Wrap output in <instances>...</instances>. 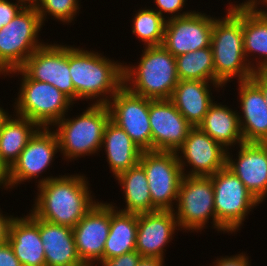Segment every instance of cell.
I'll list each match as a JSON object with an SVG mask.
<instances>
[{"instance_id":"15","label":"cell","mask_w":267,"mask_h":266,"mask_svg":"<svg viewBox=\"0 0 267 266\" xmlns=\"http://www.w3.org/2000/svg\"><path fill=\"white\" fill-rule=\"evenodd\" d=\"M214 17L194 10L166 21L162 46L174 57L210 46Z\"/></svg>"},{"instance_id":"31","label":"cell","mask_w":267,"mask_h":266,"mask_svg":"<svg viewBox=\"0 0 267 266\" xmlns=\"http://www.w3.org/2000/svg\"><path fill=\"white\" fill-rule=\"evenodd\" d=\"M132 17V34L143 43V47L162 45L167 21L165 18L152 7L140 8Z\"/></svg>"},{"instance_id":"32","label":"cell","mask_w":267,"mask_h":266,"mask_svg":"<svg viewBox=\"0 0 267 266\" xmlns=\"http://www.w3.org/2000/svg\"><path fill=\"white\" fill-rule=\"evenodd\" d=\"M81 0H39L35 8L40 15L41 22L44 24L50 16L54 20L62 22L64 25L73 23L76 15L79 13ZM80 6V7H79ZM73 21V22H72Z\"/></svg>"},{"instance_id":"7","label":"cell","mask_w":267,"mask_h":266,"mask_svg":"<svg viewBox=\"0 0 267 266\" xmlns=\"http://www.w3.org/2000/svg\"><path fill=\"white\" fill-rule=\"evenodd\" d=\"M174 209L180 231L201 232L211 227L223 234H230L217 220L214 207V188L208 176H183Z\"/></svg>"},{"instance_id":"13","label":"cell","mask_w":267,"mask_h":266,"mask_svg":"<svg viewBox=\"0 0 267 266\" xmlns=\"http://www.w3.org/2000/svg\"><path fill=\"white\" fill-rule=\"evenodd\" d=\"M45 43L20 68L30 79L55 86L75 103V89L69 71V45Z\"/></svg>"},{"instance_id":"6","label":"cell","mask_w":267,"mask_h":266,"mask_svg":"<svg viewBox=\"0 0 267 266\" xmlns=\"http://www.w3.org/2000/svg\"><path fill=\"white\" fill-rule=\"evenodd\" d=\"M14 75H19L21 82L13 113L35 122L39 127L52 128L75 104L55 86L32 80L21 69L11 71L6 76Z\"/></svg>"},{"instance_id":"23","label":"cell","mask_w":267,"mask_h":266,"mask_svg":"<svg viewBox=\"0 0 267 266\" xmlns=\"http://www.w3.org/2000/svg\"><path fill=\"white\" fill-rule=\"evenodd\" d=\"M46 266H86L80 259L73 228L40 219Z\"/></svg>"},{"instance_id":"17","label":"cell","mask_w":267,"mask_h":266,"mask_svg":"<svg viewBox=\"0 0 267 266\" xmlns=\"http://www.w3.org/2000/svg\"><path fill=\"white\" fill-rule=\"evenodd\" d=\"M152 151L176 152L193 127L169 99H149Z\"/></svg>"},{"instance_id":"9","label":"cell","mask_w":267,"mask_h":266,"mask_svg":"<svg viewBox=\"0 0 267 266\" xmlns=\"http://www.w3.org/2000/svg\"><path fill=\"white\" fill-rule=\"evenodd\" d=\"M216 220L231 234L243 226L260 202L226 166L212 176Z\"/></svg>"},{"instance_id":"42","label":"cell","mask_w":267,"mask_h":266,"mask_svg":"<svg viewBox=\"0 0 267 266\" xmlns=\"http://www.w3.org/2000/svg\"><path fill=\"white\" fill-rule=\"evenodd\" d=\"M163 259L143 257L137 266H166Z\"/></svg>"},{"instance_id":"25","label":"cell","mask_w":267,"mask_h":266,"mask_svg":"<svg viewBox=\"0 0 267 266\" xmlns=\"http://www.w3.org/2000/svg\"><path fill=\"white\" fill-rule=\"evenodd\" d=\"M101 149L113 177L137 165L142 150L132 141L130 136L111 120L106 124Z\"/></svg>"},{"instance_id":"20","label":"cell","mask_w":267,"mask_h":266,"mask_svg":"<svg viewBox=\"0 0 267 266\" xmlns=\"http://www.w3.org/2000/svg\"><path fill=\"white\" fill-rule=\"evenodd\" d=\"M237 83L242 138L245 143H267V104L263 92L252 79Z\"/></svg>"},{"instance_id":"22","label":"cell","mask_w":267,"mask_h":266,"mask_svg":"<svg viewBox=\"0 0 267 266\" xmlns=\"http://www.w3.org/2000/svg\"><path fill=\"white\" fill-rule=\"evenodd\" d=\"M211 85L218 92L219 88H223L216 82L179 80L169 99L193 127L203 121L209 107L214 103Z\"/></svg>"},{"instance_id":"3","label":"cell","mask_w":267,"mask_h":266,"mask_svg":"<svg viewBox=\"0 0 267 266\" xmlns=\"http://www.w3.org/2000/svg\"><path fill=\"white\" fill-rule=\"evenodd\" d=\"M224 15L214 16L211 48L215 68V82L226 86L235 79H251L254 70L245 57L242 31V8L227 10Z\"/></svg>"},{"instance_id":"11","label":"cell","mask_w":267,"mask_h":266,"mask_svg":"<svg viewBox=\"0 0 267 266\" xmlns=\"http://www.w3.org/2000/svg\"><path fill=\"white\" fill-rule=\"evenodd\" d=\"M139 164L146 173L152 204L173 211L184 176L176 152L142 151Z\"/></svg>"},{"instance_id":"1","label":"cell","mask_w":267,"mask_h":266,"mask_svg":"<svg viewBox=\"0 0 267 266\" xmlns=\"http://www.w3.org/2000/svg\"><path fill=\"white\" fill-rule=\"evenodd\" d=\"M84 174L55 176L38 185L30 209L39 219L74 228L98 202Z\"/></svg>"},{"instance_id":"8","label":"cell","mask_w":267,"mask_h":266,"mask_svg":"<svg viewBox=\"0 0 267 266\" xmlns=\"http://www.w3.org/2000/svg\"><path fill=\"white\" fill-rule=\"evenodd\" d=\"M43 28L34 6H25L0 30V76L20 69L29 56L45 44L39 39Z\"/></svg>"},{"instance_id":"41","label":"cell","mask_w":267,"mask_h":266,"mask_svg":"<svg viewBox=\"0 0 267 266\" xmlns=\"http://www.w3.org/2000/svg\"><path fill=\"white\" fill-rule=\"evenodd\" d=\"M10 167L5 163L0 154V188L8 183Z\"/></svg>"},{"instance_id":"26","label":"cell","mask_w":267,"mask_h":266,"mask_svg":"<svg viewBox=\"0 0 267 266\" xmlns=\"http://www.w3.org/2000/svg\"><path fill=\"white\" fill-rule=\"evenodd\" d=\"M242 31L245 57L250 67L254 71H267V16L258 14L253 8H242Z\"/></svg>"},{"instance_id":"2","label":"cell","mask_w":267,"mask_h":266,"mask_svg":"<svg viewBox=\"0 0 267 266\" xmlns=\"http://www.w3.org/2000/svg\"><path fill=\"white\" fill-rule=\"evenodd\" d=\"M69 45V71L75 89V101L107 104L124 85L123 65L101 52Z\"/></svg>"},{"instance_id":"14","label":"cell","mask_w":267,"mask_h":266,"mask_svg":"<svg viewBox=\"0 0 267 266\" xmlns=\"http://www.w3.org/2000/svg\"><path fill=\"white\" fill-rule=\"evenodd\" d=\"M226 151L197 126L190 129L176 154L184 176L209 177L226 166Z\"/></svg>"},{"instance_id":"18","label":"cell","mask_w":267,"mask_h":266,"mask_svg":"<svg viewBox=\"0 0 267 266\" xmlns=\"http://www.w3.org/2000/svg\"><path fill=\"white\" fill-rule=\"evenodd\" d=\"M237 150L235 158L232 151H226V167L263 203L267 198V143L244 142Z\"/></svg>"},{"instance_id":"16","label":"cell","mask_w":267,"mask_h":266,"mask_svg":"<svg viewBox=\"0 0 267 266\" xmlns=\"http://www.w3.org/2000/svg\"><path fill=\"white\" fill-rule=\"evenodd\" d=\"M110 223L111 203L99 201L73 228L76 249L85 265L94 266L103 261Z\"/></svg>"},{"instance_id":"30","label":"cell","mask_w":267,"mask_h":266,"mask_svg":"<svg viewBox=\"0 0 267 266\" xmlns=\"http://www.w3.org/2000/svg\"><path fill=\"white\" fill-rule=\"evenodd\" d=\"M175 58L179 80L215 82V68L211 45L203 49L179 55Z\"/></svg>"},{"instance_id":"35","label":"cell","mask_w":267,"mask_h":266,"mask_svg":"<svg viewBox=\"0 0 267 266\" xmlns=\"http://www.w3.org/2000/svg\"><path fill=\"white\" fill-rule=\"evenodd\" d=\"M142 258L143 257L135 250L112 259L103 260L97 264L98 266H137Z\"/></svg>"},{"instance_id":"38","label":"cell","mask_w":267,"mask_h":266,"mask_svg":"<svg viewBox=\"0 0 267 266\" xmlns=\"http://www.w3.org/2000/svg\"><path fill=\"white\" fill-rule=\"evenodd\" d=\"M227 10L241 9V8H253L258 14L267 16V0H245L238 4L229 2ZM264 8H260L261 6ZM265 6V7H264ZM266 8V9H265Z\"/></svg>"},{"instance_id":"29","label":"cell","mask_w":267,"mask_h":266,"mask_svg":"<svg viewBox=\"0 0 267 266\" xmlns=\"http://www.w3.org/2000/svg\"><path fill=\"white\" fill-rule=\"evenodd\" d=\"M39 128L35 122L16 114H10L3 121L0 126V154L9 167Z\"/></svg>"},{"instance_id":"10","label":"cell","mask_w":267,"mask_h":266,"mask_svg":"<svg viewBox=\"0 0 267 266\" xmlns=\"http://www.w3.org/2000/svg\"><path fill=\"white\" fill-rule=\"evenodd\" d=\"M59 152V141L53 128L40 127L29 139L18 159L10 167L8 183L3 189H13L22 182H29L32 179L36 181L35 183L37 184L35 185L38 186L55 178L50 175L43 176L41 179V175L53 164L52 162ZM38 177L40 178L38 179Z\"/></svg>"},{"instance_id":"33","label":"cell","mask_w":267,"mask_h":266,"mask_svg":"<svg viewBox=\"0 0 267 266\" xmlns=\"http://www.w3.org/2000/svg\"><path fill=\"white\" fill-rule=\"evenodd\" d=\"M187 0H154V4L157 6L153 7L163 18L166 20L172 18L183 17L191 14L194 10L182 11L185 7ZM182 12V13H181ZM166 14V15H164ZM169 14V15H168ZM166 16V17H165Z\"/></svg>"},{"instance_id":"21","label":"cell","mask_w":267,"mask_h":266,"mask_svg":"<svg viewBox=\"0 0 267 266\" xmlns=\"http://www.w3.org/2000/svg\"><path fill=\"white\" fill-rule=\"evenodd\" d=\"M29 211L23 217H14L9 228L8 242L22 266H46L40 238V219Z\"/></svg>"},{"instance_id":"37","label":"cell","mask_w":267,"mask_h":266,"mask_svg":"<svg viewBox=\"0 0 267 266\" xmlns=\"http://www.w3.org/2000/svg\"><path fill=\"white\" fill-rule=\"evenodd\" d=\"M0 266H22L8 241L0 244Z\"/></svg>"},{"instance_id":"28","label":"cell","mask_w":267,"mask_h":266,"mask_svg":"<svg viewBox=\"0 0 267 266\" xmlns=\"http://www.w3.org/2000/svg\"><path fill=\"white\" fill-rule=\"evenodd\" d=\"M138 214L124 213L111 204L110 231L105 242L103 260L136 250Z\"/></svg>"},{"instance_id":"27","label":"cell","mask_w":267,"mask_h":266,"mask_svg":"<svg viewBox=\"0 0 267 266\" xmlns=\"http://www.w3.org/2000/svg\"><path fill=\"white\" fill-rule=\"evenodd\" d=\"M115 179L125 198V206L121 209L110 202L116 210L131 214L151 213L158 210L152 204L146 173L139 163L120 173Z\"/></svg>"},{"instance_id":"36","label":"cell","mask_w":267,"mask_h":266,"mask_svg":"<svg viewBox=\"0 0 267 266\" xmlns=\"http://www.w3.org/2000/svg\"><path fill=\"white\" fill-rule=\"evenodd\" d=\"M246 252L232 256H220L212 262V266H251V260L249 256H246Z\"/></svg>"},{"instance_id":"12","label":"cell","mask_w":267,"mask_h":266,"mask_svg":"<svg viewBox=\"0 0 267 266\" xmlns=\"http://www.w3.org/2000/svg\"><path fill=\"white\" fill-rule=\"evenodd\" d=\"M106 105L110 120L123 129L142 151H152L149 98L136 95L123 85Z\"/></svg>"},{"instance_id":"40","label":"cell","mask_w":267,"mask_h":266,"mask_svg":"<svg viewBox=\"0 0 267 266\" xmlns=\"http://www.w3.org/2000/svg\"><path fill=\"white\" fill-rule=\"evenodd\" d=\"M251 79L261 88L267 104V71H255Z\"/></svg>"},{"instance_id":"34","label":"cell","mask_w":267,"mask_h":266,"mask_svg":"<svg viewBox=\"0 0 267 266\" xmlns=\"http://www.w3.org/2000/svg\"><path fill=\"white\" fill-rule=\"evenodd\" d=\"M0 0V26L7 25L26 5L19 1Z\"/></svg>"},{"instance_id":"4","label":"cell","mask_w":267,"mask_h":266,"mask_svg":"<svg viewBox=\"0 0 267 266\" xmlns=\"http://www.w3.org/2000/svg\"><path fill=\"white\" fill-rule=\"evenodd\" d=\"M139 58L138 65H123L124 86L152 100L170 99L179 82L176 58L162 45L143 47Z\"/></svg>"},{"instance_id":"19","label":"cell","mask_w":267,"mask_h":266,"mask_svg":"<svg viewBox=\"0 0 267 266\" xmlns=\"http://www.w3.org/2000/svg\"><path fill=\"white\" fill-rule=\"evenodd\" d=\"M177 230L180 229L172 210L138 214L136 251L142 257L165 260V248Z\"/></svg>"},{"instance_id":"43","label":"cell","mask_w":267,"mask_h":266,"mask_svg":"<svg viewBox=\"0 0 267 266\" xmlns=\"http://www.w3.org/2000/svg\"><path fill=\"white\" fill-rule=\"evenodd\" d=\"M8 116H9V112L0 106V126Z\"/></svg>"},{"instance_id":"24","label":"cell","mask_w":267,"mask_h":266,"mask_svg":"<svg viewBox=\"0 0 267 266\" xmlns=\"http://www.w3.org/2000/svg\"><path fill=\"white\" fill-rule=\"evenodd\" d=\"M198 127L226 150L244 143L238 110L221 102L214 101Z\"/></svg>"},{"instance_id":"44","label":"cell","mask_w":267,"mask_h":266,"mask_svg":"<svg viewBox=\"0 0 267 266\" xmlns=\"http://www.w3.org/2000/svg\"><path fill=\"white\" fill-rule=\"evenodd\" d=\"M19 1L23 2L26 6H35V4L39 0H19Z\"/></svg>"},{"instance_id":"39","label":"cell","mask_w":267,"mask_h":266,"mask_svg":"<svg viewBox=\"0 0 267 266\" xmlns=\"http://www.w3.org/2000/svg\"><path fill=\"white\" fill-rule=\"evenodd\" d=\"M2 213L0 210V244L8 241L10 224L15 217L14 214L9 216Z\"/></svg>"},{"instance_id":"5","label":"cell","mask_w":267,"mask_h":266,"mask_svg":"<svg viewBox=\"0 0 267 266\" xmlns=\"http://www.w3.org/2000/svg\"><path fill=\"white\" fill-rule=\"evenodd\" d=\"M88 106L76 117L70 118L66 114L52 127L58 137L62 160L72 162L84 156L96 155L102 149L104 129L110 120V111L106 104L89 102Z\"/></svg>"}]
</instances>
